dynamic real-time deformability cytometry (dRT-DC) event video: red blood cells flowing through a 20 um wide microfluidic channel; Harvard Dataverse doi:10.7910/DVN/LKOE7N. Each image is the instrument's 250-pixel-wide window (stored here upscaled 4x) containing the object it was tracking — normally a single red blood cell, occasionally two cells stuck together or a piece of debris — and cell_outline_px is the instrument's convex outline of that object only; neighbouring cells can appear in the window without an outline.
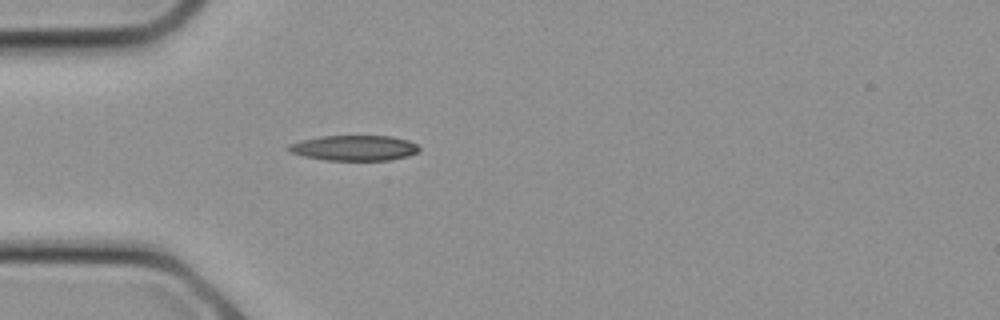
{"species": "common noctule bat (a hibernating species)", "species_latin": "Nyctalus noctula", "temperature_condition": "cold", "stored_images_in_passage": 3, "camera_frame_rate_fps": 3000, "um_per_image_px": 0.085, "animal": {"sex": "female", "body_mass_g": 21.9}, "frame": {"image": 1, "passage_image": 1, "time_ms": 0.0, "image_size_px": [1000, 320], "cell_outline_px": [[420, 148], [416, 152], [408, 156], [392, 160], [324, 160], [304, 156], [292, 152], [288, 148], [288, 144], [300, 140], [320, 136], [392, 136], [408, 140], [416, 144]], "centroid_in_image_um": [30.12, 12.57], "position_along_channel_um": 54.9, "area_um2": 19.25}}
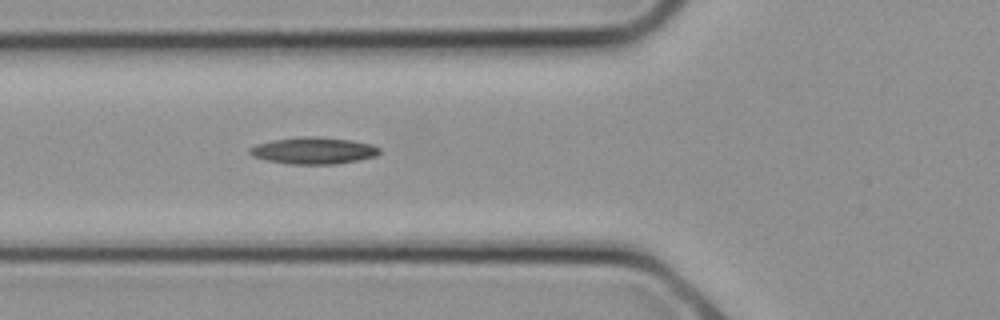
{"frame": {"image": 2, "passage_image": 3, "time_ms": 0.667, "image_size_px": [1000, 320], "cell_outline_px": [[380, 152], [376, 156], [360, 160], [336, 164], [288, 164], [264, 160], [252, 156], [248, 152], [248, 148], [256, 144], [272, 140], [304, 136], [316, 136], [352, 140], [372, 144], [380, 148]], "centroid_in_image_um": [26.63, 12.8], "position_along_channel_um": 99.2, "area_um2": 20.52}}